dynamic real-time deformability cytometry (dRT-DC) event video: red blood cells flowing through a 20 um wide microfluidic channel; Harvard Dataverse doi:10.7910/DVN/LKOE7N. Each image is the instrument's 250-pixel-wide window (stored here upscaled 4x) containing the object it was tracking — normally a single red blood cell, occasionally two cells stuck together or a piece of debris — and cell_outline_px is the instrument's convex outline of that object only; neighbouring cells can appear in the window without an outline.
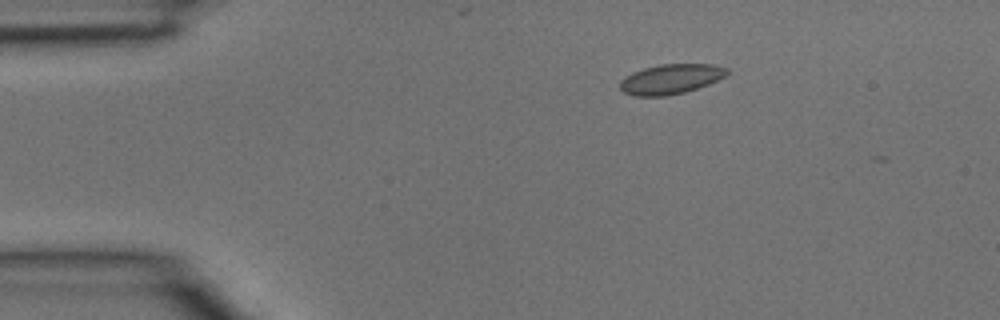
{"species": "common noctule bat (a hibernating species)", "species_latin": "Nyctalus noctula", "temperature_condition": "room temperature", "stored_images_in_passage": 3, "camera_frame_rate_fps": 3000, "um_per_image_px": 0.085, "animal": {"sex": "male", "body_mass_g": 15.6}, "frame": {"image": 1, "passage_image": 1, "time_ms": 0.0, "image_size_px": [1000, 320], "cell_outline_px": [[728, 72], [724, 76], [708, 84], [684, 92], [668, 96], [636, 96], [624, 92], [620, 88], [620, 80], [624, 76], [632, 72], [644, 68], [660, 64], [712, 64], [728, 68]], "centroid_in_image_um": [56.98, 6.71], "position_along_channel_um": 28.0, "area_um2": 18.55}}